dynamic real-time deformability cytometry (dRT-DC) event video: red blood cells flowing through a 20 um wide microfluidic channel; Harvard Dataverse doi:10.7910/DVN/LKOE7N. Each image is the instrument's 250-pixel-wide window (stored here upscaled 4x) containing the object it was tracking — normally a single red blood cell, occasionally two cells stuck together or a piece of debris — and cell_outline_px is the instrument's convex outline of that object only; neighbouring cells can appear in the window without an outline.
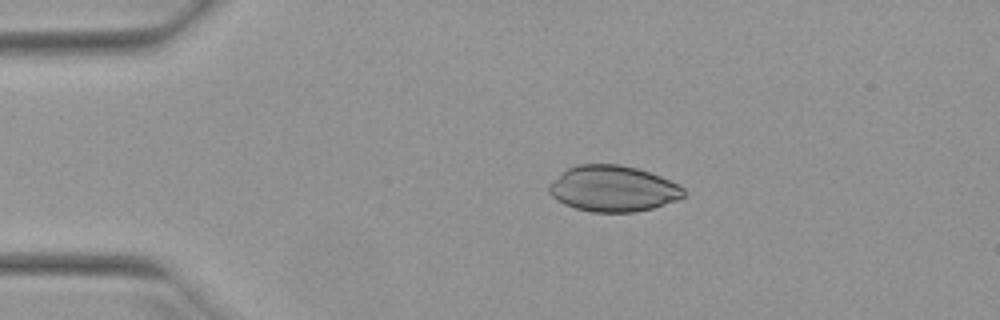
{"species": "Egyptian fruit bat (a non-hibernating species)", "species_latin": "Rousettus aegyptiacus", "temperature_condition": "warm", "stored_images_in_passage": 42, "camera_frame_rate_fps": 3000, "um_per_image_px": 0.085, "animal": {"sex": "female"}, "frame": {"image": 1, "passage_image": 1, "time_ms": 0.0, "image_size_px": [1000, 320], "cell_outline_px": [[684, 196], [648, 208], [628, 212], [600, 212], [580, 208], [568, 204], [560, 200], [556, 196], [564, 176], [572, 168], [588, 164], [612, 164], [632, 168], [656, 176], [676, 184], [684, 192]], "centroid_in_image_um": [52.28, 16.05], "position_along_channel_um": 32.7, "area_um2": 32.37}}
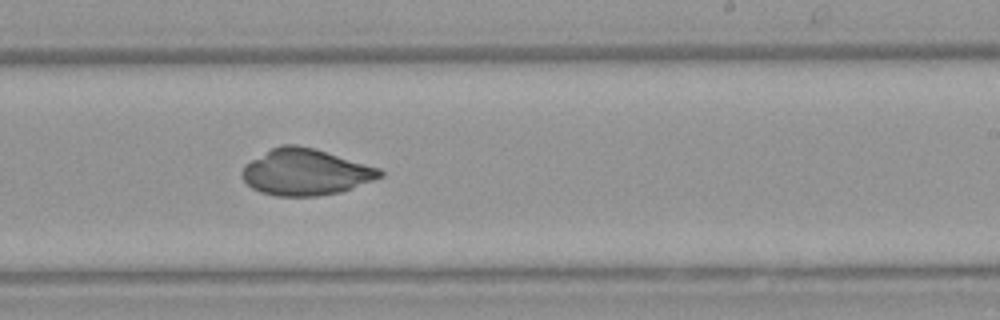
{"frame": {"image": 2, "passage_image": 22, "time_ms": 7.0, "image_size_px": [1000, 320], "cell_outline_px": [[380, 176], [348, 188], [332, 192], [304, 196], [288, 196], [264, 192], [248, 184], [244, 180], [244, 168], [248, 164], [272, 148], [308, 148], [324, 152], [376, 168], [380, 172]], "centroid_in_image_um": [25.93, 14.66], "position_along_channel_um": 263.1, "area_um2": 33.87}}
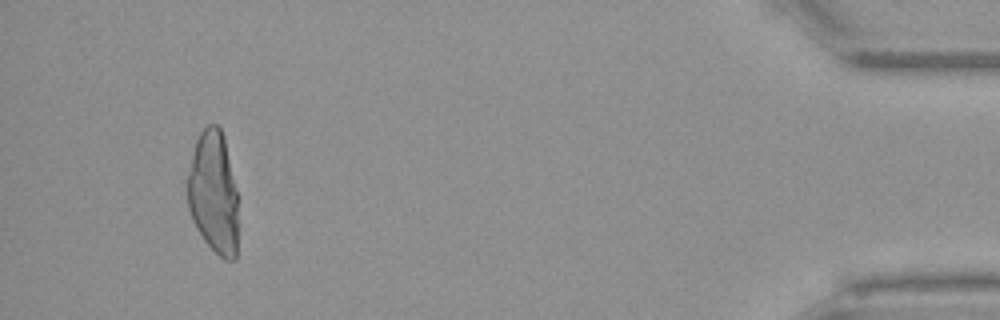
{"frame": {"image": 3, "passage_image": 39, "time_ms": 12.667, "image_size_px": [1000, 320], "cell_outline_px": [[236, 256], [220, 256], [208, 244], [200, 232], [192, 216], [188, 204], [188, 176], [196, 144], [204, 128], [216, 124], [220, 128], [224, 140], [236, 192]], "centroid_in_image_um": [18.14, 16.36], "position_along_channel_um": 417.1, "area_um2": 34.1}}